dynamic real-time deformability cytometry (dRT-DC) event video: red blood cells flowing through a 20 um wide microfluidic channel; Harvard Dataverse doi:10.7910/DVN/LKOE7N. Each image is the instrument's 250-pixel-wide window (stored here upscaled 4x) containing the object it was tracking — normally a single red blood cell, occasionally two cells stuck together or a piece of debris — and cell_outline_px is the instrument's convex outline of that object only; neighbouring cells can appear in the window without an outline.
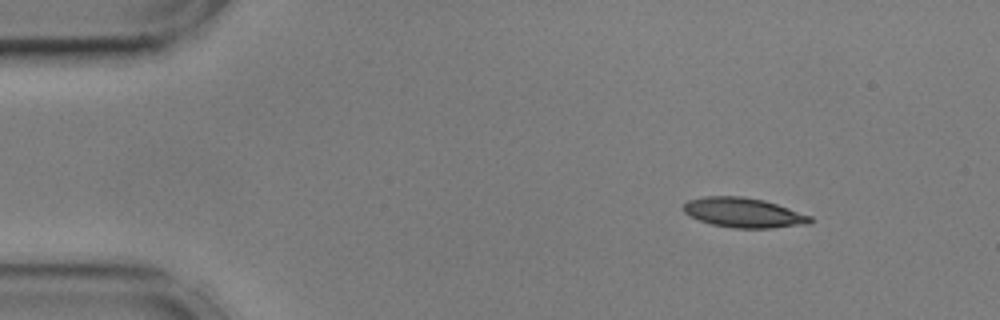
{"species": "common noctule bat (a hibernating species)", "species_latin": "Nyctalus noctula", "temperature_condition": "cold", "stored_images_in_passage": 54, "camera_frame_rate_fps": 3000, "um_per_image_px": 0.085, "animal": {"sex": "male", "body_mass_g": 17.9, "forearm_length_mm": 54.2}, "frame": {"image": 1, "passage_image": 6, "time_ms": 1.667, "image_size_px": [1000, 320], "cell_outline_px": [[812, 220], [808, 224], [772, 228], [732, 228], [712, 224], [688, 216], [684, 212], [684, 204], [688, 200], [704, 196], [744, 196], [764, 200], [812, 216]], "centroid_in_image_um": [63.19, 18.07], "position_along_channel_um": 21.8, "area_um2": 21.96}}
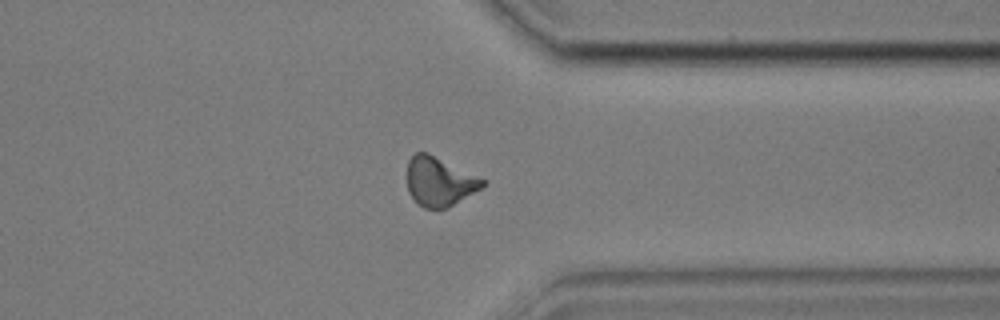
{"frame": {"image": 2, "passage_image": 42, "time_ms": 13.667, "image_size_px": [1000, 320], "cell_outline_px": [[488, 180], [480, 188], [448, 208], [424, 208], [416, 204], [408, 192], [408, 160], [416, 152], [428, 152]], "centroid_in_image_um": [37.34, 15.42], "position_along_channel_um": 374.1, "area_um2": 21.68}}
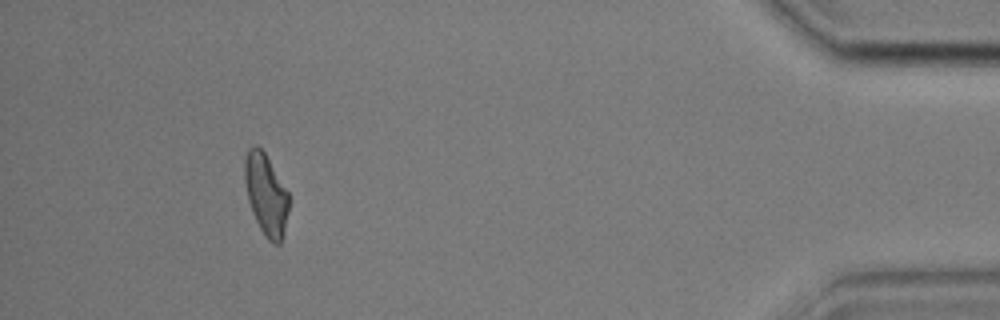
{"frame": {"image": 3, "passage_image": 50, "time_ms": 16.333, "image_size_px": [1000, 320], "cell_outline_px": [[288, 212], [284, 232], [280, 244], [272, 244], [268, 240], [260, 228], [252, 212], [248, 200], [244, 180], [244, 160], [248, 148], [252, 144], [256, 144], [264, 152], [288, 192]], "centroid_in_image_um": [22.59, 16.52], "position_along_channel_um": 412.6, "area_um2": 20.87}, "authors_computed_cell_mechanics": {"area_um2": 21.675, "velocity_mm_per_s": 3.5937, "shape_relaxation_time_tau1_ms": 6.4865, "shape_relaxation_time_tau2_ms": 4.2677, "deformation_change_tau1": 0.1576, "deformation_change_tau2": 0.1151}}